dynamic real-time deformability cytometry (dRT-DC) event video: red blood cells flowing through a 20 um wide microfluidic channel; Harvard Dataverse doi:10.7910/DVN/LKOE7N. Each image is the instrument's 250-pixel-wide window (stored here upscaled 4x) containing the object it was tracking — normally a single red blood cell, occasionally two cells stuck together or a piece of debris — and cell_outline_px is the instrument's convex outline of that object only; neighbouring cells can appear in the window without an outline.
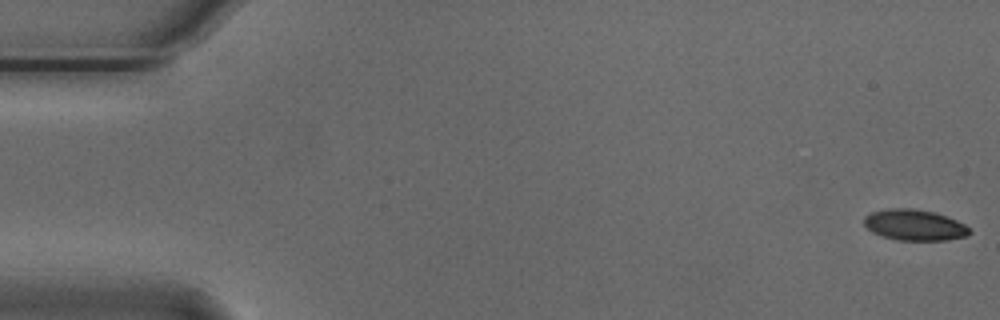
{"species": "Egyptian fruit bat (a non-hibernating species)", "species_latin": "Rousettus aegyptiacus", "temperature_condition": "cold", "stored_images_in_passage": 9, "camera_frame_rate_fps": 3000, "um_per_image_px": 0.085, "animal": {"sex": "male"}, "frame": {"image": 1, "passage_image": 1, "time_ms": 0.0, "image_size_px": [1000, 320], "cell_outline_px": [[972, 232], [968, 236], [948, 240], [896, 240], [880, 236], [872, 232], [864, 224], [864, 216], [872, 212], [888, 208], [912, 208], [936, 212], [948, 216], [964, 224]], "centroid_in_image_um": [77.74, 19.12], "position_along_channel_um": 7.3, "area_um2": 19.25}}